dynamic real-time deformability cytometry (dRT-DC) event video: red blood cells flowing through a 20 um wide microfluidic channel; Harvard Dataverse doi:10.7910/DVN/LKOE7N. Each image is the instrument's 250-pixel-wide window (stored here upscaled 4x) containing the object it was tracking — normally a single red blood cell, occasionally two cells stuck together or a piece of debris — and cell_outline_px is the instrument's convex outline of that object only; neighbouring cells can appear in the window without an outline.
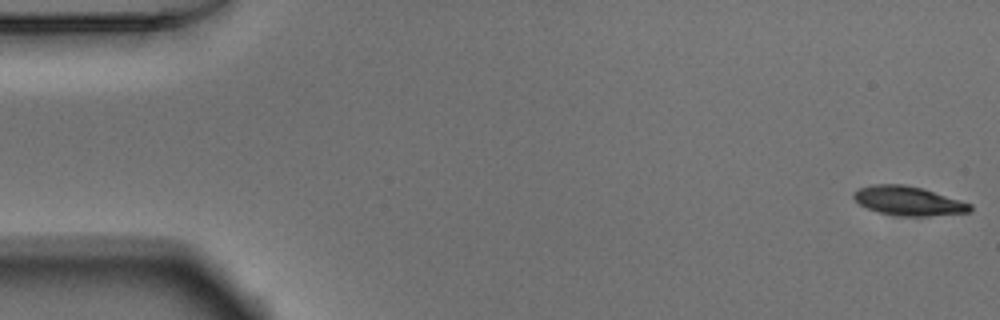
{"species": "Egyptian fruit bat (a non-hibernating species)", "species_latin": "Rousettus aegyptiacus", "temperature_condition": "warm", "stored_images_in_passage": 52, "camera_frame_rate_fps": 3000, "um_per_image_px": 0.085, "animal": {"sex": "male"}, "frame": {"image": 1, "passage_image": 1, "time_ms": 0.0, "image_size_px": [1000, 320], "cell_outline_px": [[972, 208], [968, 212], [928, 216], [900, 216], [880, 212], [868, 208], [860, 204], [852, 196], [852, 192], [860, 188], [872, 184], [904, 184], [924, 188], [972, 204]], "centroid_in_image_um": [77.21, 17.06], "position_along_channel_um": 7.8, "area_um2": 19.71}}
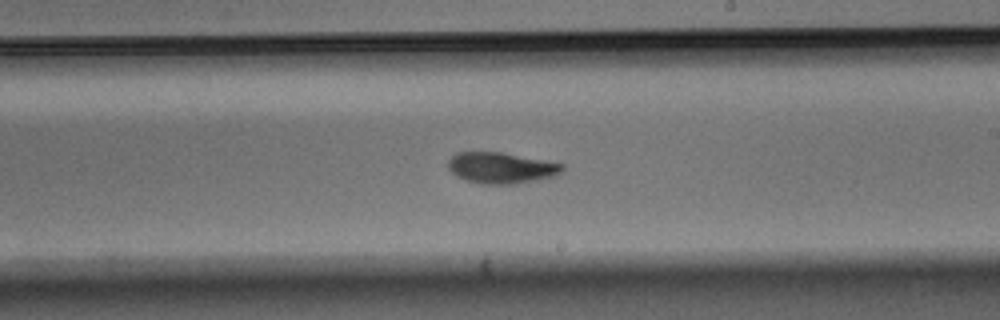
{"frame": {"image": 2, "passage_image": 30, "time_ms": 9.667, "image_size_px": [1000, 320], "cell_outline_px": [[564, 168], [556, 176], [516, 184], [480, 184], [464, 180], [456, 176], [448, 168], [448, 160], [456, 152], [504, 152], [564, 164]], "centroid_in_image_um": [42.59, 14.27], "position_along_channel_um": 246.4, "area_um2": 20.87}}
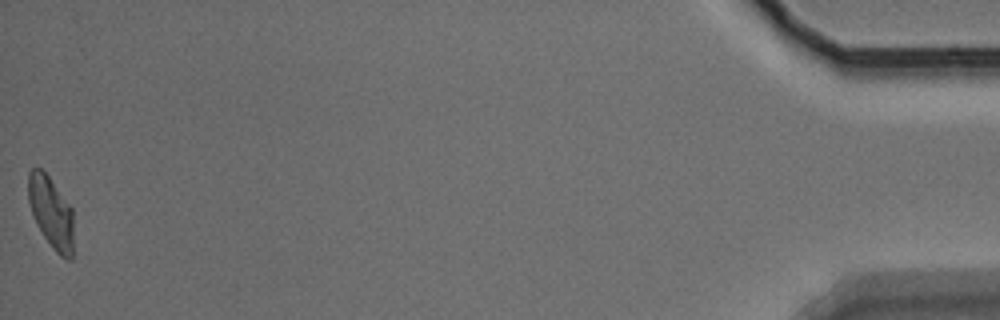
{"frame": {"image": 3, "passage_image": 52, "time_ms": 17.0, "image_size_px": [1000, 320], "cell_outline_px": [[72, 260], [68, 260], [60, 256], [52, 248], [36, 224], [28, 200], [28, 172], [32, 168], [40, 168], [48, 176], [72, 208]], "centroid_in_image_um": [4.33, 18.06], "position_along_channel_um": 430.9, "area_um2": 18.67}, "authors_computed_cell_mechanics": {"area_um2": 20.4612, "velocity_mm_per_s": 3.8702, "shape_relaxation_time_tau1_ms": 3.5988, "shape_relaxation_time_tau2_ms": 2.3566, "deformation_change_tau1": 0.1731, "deformation_change_tau2": 0.0854}}